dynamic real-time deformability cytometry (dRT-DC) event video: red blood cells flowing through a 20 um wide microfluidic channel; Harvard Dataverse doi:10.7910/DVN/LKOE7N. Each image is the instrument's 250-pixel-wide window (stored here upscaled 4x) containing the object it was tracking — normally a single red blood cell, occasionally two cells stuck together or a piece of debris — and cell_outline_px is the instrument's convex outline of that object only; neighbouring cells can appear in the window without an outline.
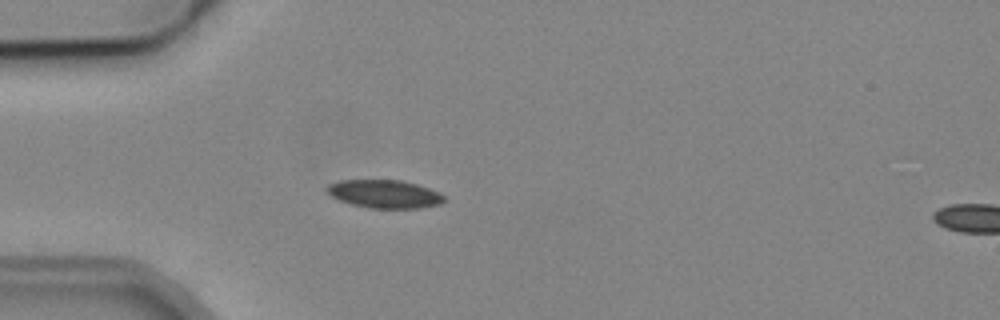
{"species": "common noctule bat (a hibernating species)", "species_latin": "Nyctalus noctula", "temperature_condition": "cold", "stored_images_in_passage": 4, "camera_frame_rate_fps": 3000, "um_per_image_px": 0.085, "animal": {"sex": "male", "body_mass_g": 19.2, "forearm_length_mm": 51.8}, "frame": {"image": 1, "passage_image": 4, "time_ms": 3.333, "image_size_px": [1000, 320], "cell_outline_px": [[444, 200], [440, 204], [420, 208], [368, 208], [352, 204], [340, 200], [332, 196], [324, 188], [328, 184], [340, 180], [400, 180], [416, 184], [440, 192], [444, 196]], "centroid_in_image_um": [32.67, 16.48], "position_along_channel_um": 52.3, "area_um2": 19.19}}